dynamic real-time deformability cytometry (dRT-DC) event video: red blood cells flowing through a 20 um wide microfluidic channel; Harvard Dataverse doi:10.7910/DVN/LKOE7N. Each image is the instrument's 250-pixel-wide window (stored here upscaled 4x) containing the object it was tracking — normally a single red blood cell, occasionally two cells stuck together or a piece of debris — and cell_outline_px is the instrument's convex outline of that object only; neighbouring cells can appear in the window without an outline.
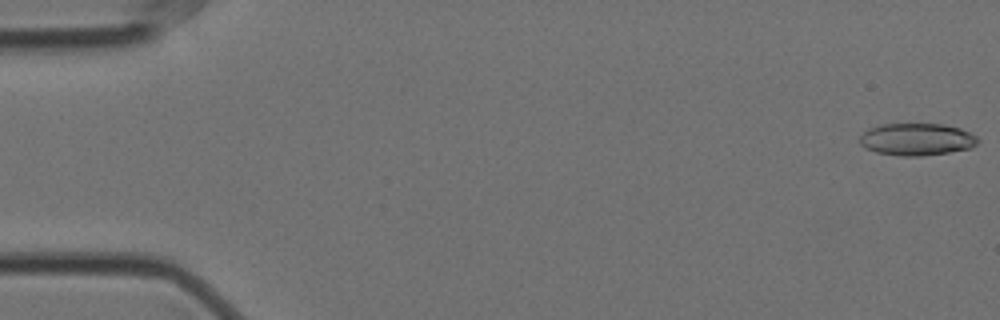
{"species": "Egyptian fruit bat (a non-hibernating species)", "species_latin": "Rousettus aegyptiacus", "temperature_condition": "cold", "stored_images_in_passage": 57, "camera_frame_rate_fps": 3000, "um_per_image_px": 0.085, "animal": {"sex": "female"}, "frame": {"image": 1, "passage_image": 1, "time_ms": 0.0, "image_size_px": [1000, 320], "cell_outline_px": [[980, 140], [972, 148], [948, 152], [920, 156], [900, 156], [876, 152], [864, 148], [860, 144], [860, 136], [868, 128], [880, 124], [944, 124], [960, 128], [976, 136]], "centroid_in_image_um": [77.91, 11.84], "position_along_channel_um": 7.1, "area_um2": 22.25}}
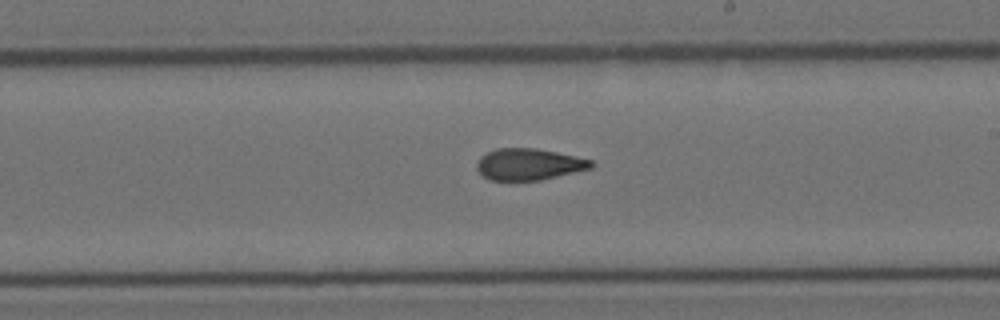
{"frame": {"image": 2, "passage_image": 33, "time_ms": 10.667, "image_size_px": [1000, 320], "cell_outline_px": [[596, 164], [592, 168], [540, 180], [488, 180], [476, 168], [476, 164], [480, 156], [496, 148], [536, 148], [576, 156], [592, 160]], "centroid_in_image_um": [44.96, 13.96], "position_along_channel_um": 244.0, "area_um2": 21.04}}
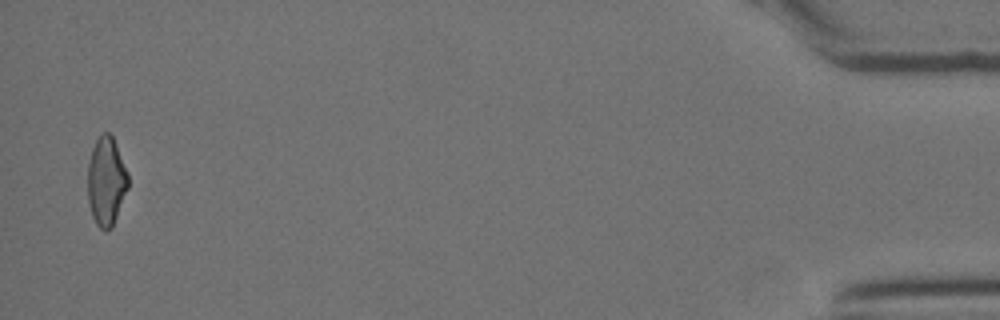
{"frame": {"image": 3, "passage_image": 56, "time_ms": 18.333, "image_size_px": [1000, 320], "cell_outline_px": [[128, 188], [112, 228], [104, 232], [96, 224], [92, 216], [88, 204], [88, 164], [92, 148], [96, 140], [104, 132], [108, 132], [112, 136], [116, 144], [128, 172]], "centroid_in_image_um": [9.03, 15.44], "position_along_channel_um": 426.2, "area_um2": 20.98}, "authors_computed_cell_mechanics": {"area_um2": 21.964, "velocity_mm_per_s": 3.5406, "shape_relaxation_time_tau1_ms": null, "shape_relaxation_time_tau2_ms": 2.7346, "deformation_change_tau1": null, "deformation_change_tau2": 0.1066}}